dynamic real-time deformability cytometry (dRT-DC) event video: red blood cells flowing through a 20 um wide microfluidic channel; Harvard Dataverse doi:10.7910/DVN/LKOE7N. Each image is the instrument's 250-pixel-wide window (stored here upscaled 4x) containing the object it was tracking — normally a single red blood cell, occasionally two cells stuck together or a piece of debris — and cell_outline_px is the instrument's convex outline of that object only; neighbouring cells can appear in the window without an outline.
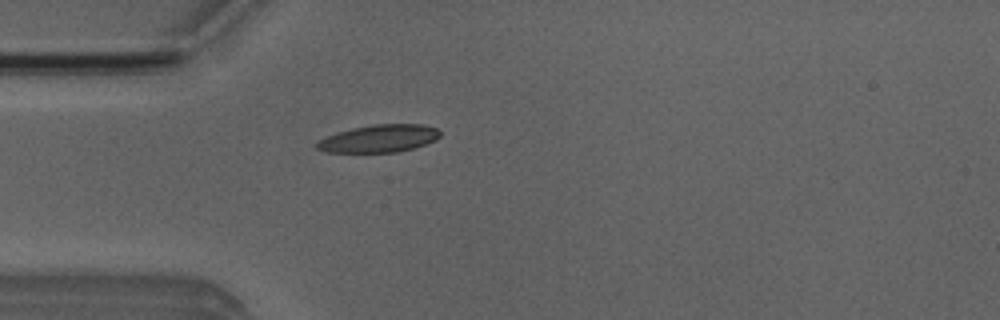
{"species": "Egyptian fruit bat (a non-hibernating species)", "species_latin": "Rousettus aegyptiacus", "temperature_condition": "room temperature", "stored_images_in_passage": 35, "camera_frame_rate_fps": 3000, "um_per_image_px": 0.085, "animal": {"sex": "male"}, "frame": {"image": 1, "passage_image": 2, "time_ms": 0.333, "image_size_px": [1000, 320], "cell_outline_px": [[440, 136], [436, 140], [412, 148], [396, 152], [328, 152], [316, 148], [316, 144], [320, 140], [328, 136], [352, 128], [372, 124], [420, 124], [436, 128], [440, 132]], "centroid_in_image_um": [32.24, 11.77], "position_along_channel_um": 52.8, "area_um2": 19.48}}
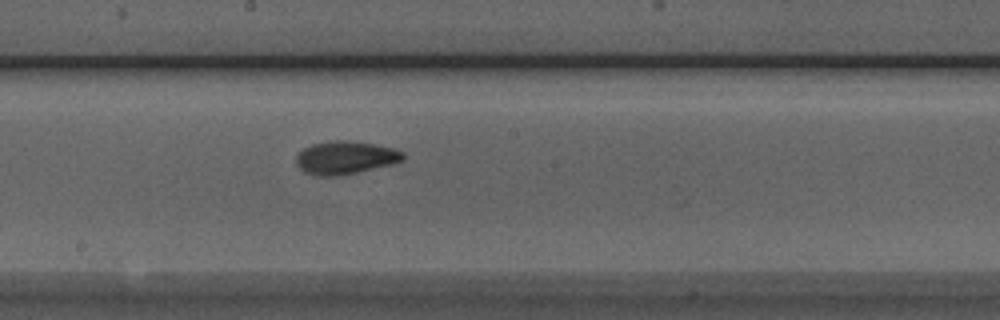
{"frame": {"image": 2, "passage_image": 15, "time_ms": 4.667, "image_size_px": [1000, 320], "cell_outline_px": [[404, 160], [392, 164], [356, 172], [336, 176], [316, 176], [304, 172], [296, 164], [296, 156], [304, 148], [312, 144], [328, 140], [348, 140], [372, 144], [392, 148], [404, 152]], "centroid_in_image_um": [29.33, 13.39], "position_along_channel_um": 218.9, "area_um2": 20.52}}
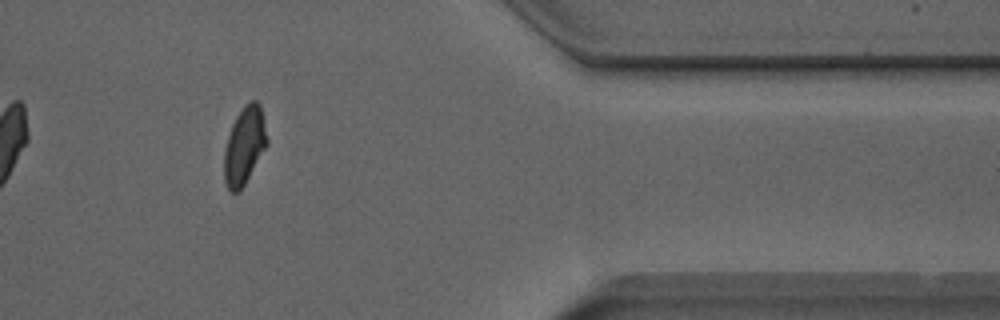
{"frame": {"image": 3, "passage_image": 30, "time_ms": 9.667, "image_size_px": [1000, 320], "cell_outline_px": [[268, 144], [244, 184], [236, 192], [232, 192], [228, 188], [224, 180], [224, 148], [232, 124], [236, 116], [244, 104], [252, 100], [256, 100], [260, 104], [268, 140]], "centroid_in_image_um": [20.77, 12.34], "position_along_channel_um": 390.6, "area_um2": 19.19}, "authors_computed_cell_mechanics": {"area_um2": 19.4786, "velocity_mm_per_s": 3.9779, "shape_relaxation_time_tau1_ms": 4.6065, "shape_relaxation_time_tau2_ms": 2.2934, "deformation_change_tau1": 0.1488, "deformation_change_tau2": 0.0798}}